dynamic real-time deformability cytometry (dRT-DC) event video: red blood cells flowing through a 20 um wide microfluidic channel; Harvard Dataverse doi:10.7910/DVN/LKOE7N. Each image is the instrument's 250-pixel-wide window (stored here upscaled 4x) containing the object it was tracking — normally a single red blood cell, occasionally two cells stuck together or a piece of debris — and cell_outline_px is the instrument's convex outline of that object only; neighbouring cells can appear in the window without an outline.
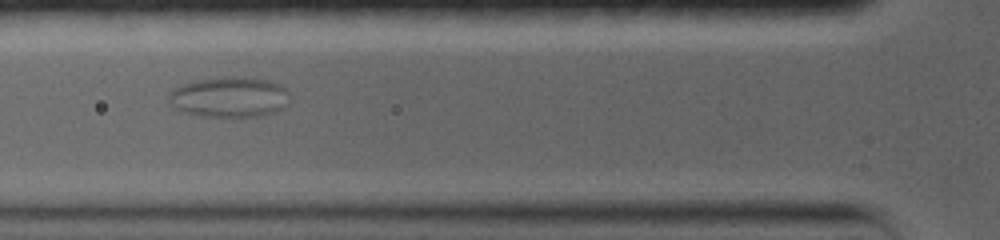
{"species": "common noctule bat (a hibernating species)", "species_latin": "Nyctalus noctula", "temperature_condition": "warm", "stored_images_in_passage": 5, "segment_of_instrument_passage": [2, 2], "camera_frame_rate_fps": 5000, "um_per_image_px": 0.085, "animal": {"sex": "female", "body_mass_g": 19.0, "forearm_length_mm": 56.7}, "frame": {"image": 1, "passage_image": 5, "time_ms": 4.2, "image_size_px": [1000, 240], "cell_outline_px": [[280, 88], [196, 108], [184, 108], [176, 92], [192, 84], [204, 80], [260, 80], [276, 84]], "centroid_in_image_um": [18.77, 7.78], "position_along_channel_um": 107.0, "area_um2": 13.01}}